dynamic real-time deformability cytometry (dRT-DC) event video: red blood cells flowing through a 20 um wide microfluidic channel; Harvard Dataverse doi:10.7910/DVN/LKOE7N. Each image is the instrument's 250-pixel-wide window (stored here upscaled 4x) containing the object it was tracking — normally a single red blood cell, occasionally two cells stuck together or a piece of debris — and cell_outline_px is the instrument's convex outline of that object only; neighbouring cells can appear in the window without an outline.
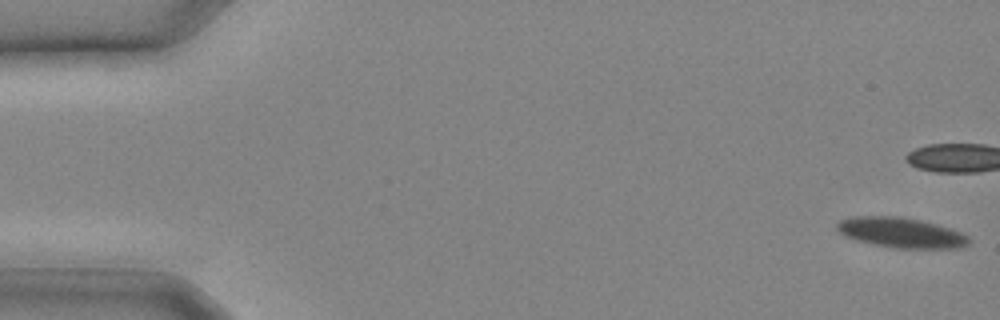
{"species": "common noctule bat (a hibernating species)", "species_latin": "Nyctalus noctula", "temperature_condition": "cold", "stored_images_in_passage": 28, "camera_frame_rate_fps": 3000, "um_per_image_px": 0.085, "animal": {"sex": "male", "body_mass_g": 20.4}, "frame": {"image": 1, "passage_image": 1, "time_ms": 0.0, "image_size_px": [1000, 320], "cell_outline_px": [[972, 240], [968, 244], [960, 248], [896, 248], [856, 240], [844, 236], [836, 228], [836, 224], [840, 220], [856, 216], [900, 216], [920, 220], [936, 224], [960, 232], [968, 236]], "centroid_in_image_um": [76.6, 19.77], "position_along_channel_um": 8.4, "area_um2": 23.06}}